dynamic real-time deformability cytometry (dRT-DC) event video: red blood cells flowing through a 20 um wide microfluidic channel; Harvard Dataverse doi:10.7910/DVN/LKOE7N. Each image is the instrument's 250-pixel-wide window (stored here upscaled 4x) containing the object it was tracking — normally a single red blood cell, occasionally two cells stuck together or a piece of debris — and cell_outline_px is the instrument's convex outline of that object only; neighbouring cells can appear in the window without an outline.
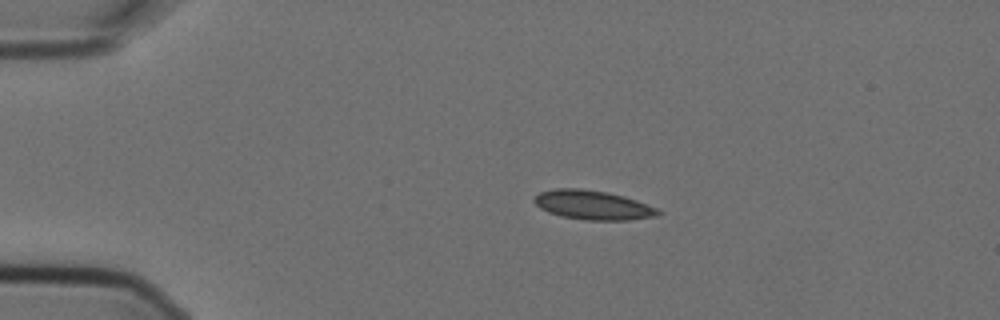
{"species": "Egyptian fruit bat (a non-hibernating species)", "species_latin": "Rousettus aegyptiacus", "temperature_condition": "cold", "stored_images_in_passage": 8, "camera_frame_rate_fps": 3000, "um_per_image_px": 0.085, "animal": {"sex": "female"}, "frame": {"image": 1, "passage_image": 1, "time_ms": 0.0, "image_size_px": [1000, 320], "cell_outline_px": [[660, 212], [656, 216], [628, 220], [584, 220], [560, 216], [548, 212], [540, 208], [532, 200], [540, 192], [556, 188], [580, 188], [608, 192], [624, 196], [636, 200], [656, 208]], "centroid_in_image_um": [50.35, 17.42], "position_along_channel_um": 34.6, "area_um2": 21.04}}
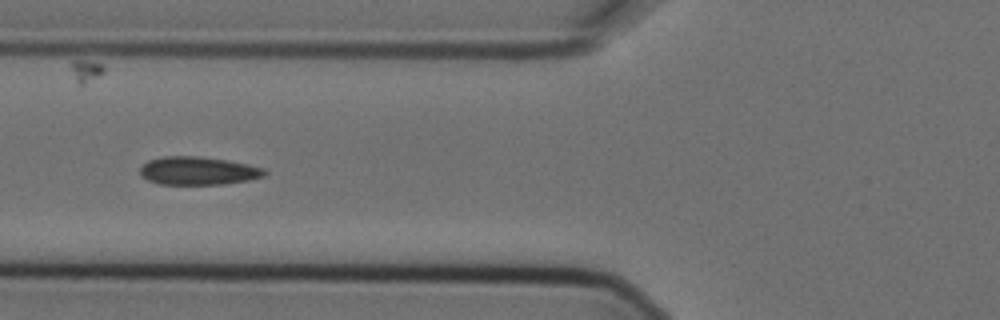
{"frame": {"image": 2, "passage_image": 4, "time_ms": 1.0, "image_size_px": [1000, 320], "cell_outline_px": [[268, 172], [264, 176], [248, 180], [224, 184], [160, 184], [148, 180], [140, 176], [140, 168], [148, 160], [164, 156], [196, 156], [228, 160], [248, 164], [264, 168]], "centroid_in_image_um": [16.84, 14.51], "position_along_channel_um": 109.0, "area_um2": 20.46}}
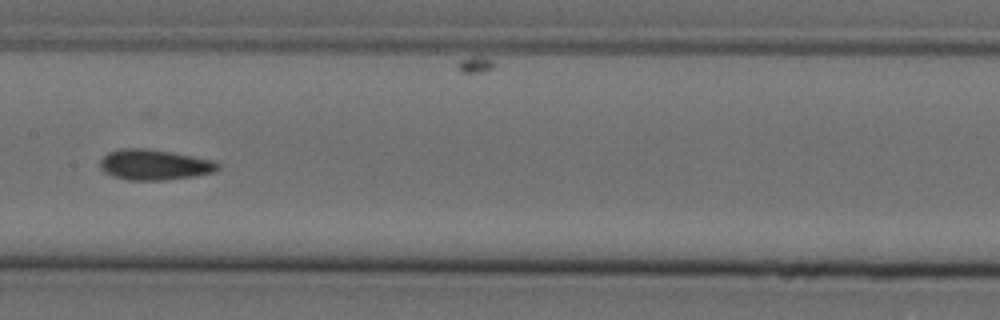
{"frame": {"image": 3, "passage_image": 6, "time_ms": 1.667, "image_size_px": [1000, 320], "cell_outline_px": [[220, 168], [216, 172], [196, 176], [164, 180], [128, 180], [112, 176], [104, 172], [100, 168], [100, 160], [108, 152], [120, 148], [144, 148], [172, 152], [212, 160], [220, 164]], "centroid_in_image_um": [13.12, 14.0], "position_along_channel_um": 194.3, "area_um2": 21.1}}